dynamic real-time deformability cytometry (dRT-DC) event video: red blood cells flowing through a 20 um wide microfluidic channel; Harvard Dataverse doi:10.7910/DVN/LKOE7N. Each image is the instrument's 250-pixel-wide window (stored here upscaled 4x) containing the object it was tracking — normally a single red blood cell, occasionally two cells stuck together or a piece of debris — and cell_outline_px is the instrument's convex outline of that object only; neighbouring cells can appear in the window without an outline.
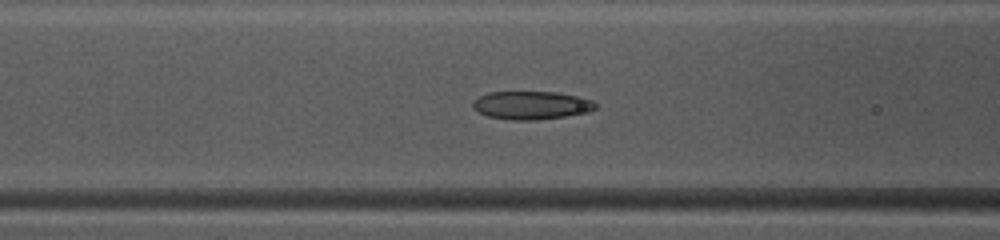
{"species": "common noctule bat (a hibernating species)", "species_latin": "Nyctalus noctula", "temperature_condition": "warm", "stored_images_in_passage": 38, "camera_frame_rate_fps": 3000, "um_per_image_px": 0.085, "animal": {"sex": "female", "body_mass_g": 10.0, "forearm_length_mm": 53.1}, "frame": {"image": 1, "passage_image": 10, "time_ms": 3.0, "image_size_px": [1000, 240], "cell_outline_px": [[596, 108], [588, 112], [564, 116], [536, 120], [512, 120], [488, 116], [472, 108], [472, 100], [488, 92], [556, 92], [580, 96], [592, 100], [596, 104]], "centroid_in_image_um": [45.16, 8.94], "position_along_channel_um": 121.4, "area_um2": 20.17}}
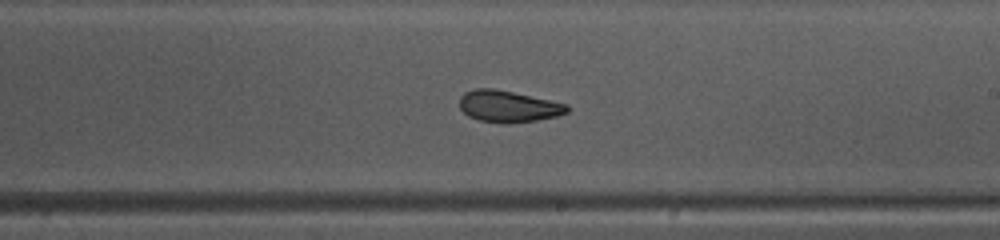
{"frame": {"image": 2, "passage_image": 19, "time_ms": 6.0, "image_size_px": [1000, 240], "cell_outline_px": [[568, 112], [556, 116], [536, 120], [508, 124], [504, 124], [480, 120], [468, 116], [460, 108], [460, 96], [464, 92], [476, 88], [492, 88], [512, 92], [568, 104]], "centroid_in_image_um": [43.18, 9.04], "position_along_channel_um": 245.8, "area_um2": 19.71}}
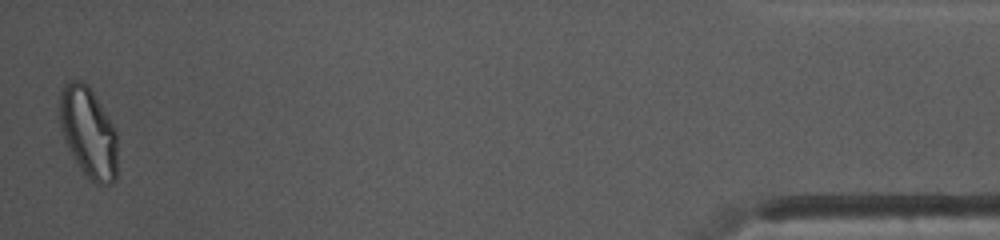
{"frame": {"image": 3, "passage_image": 38, "time_ms": 12.333, "image_size_px": [1000, 240], "cell_outline_px": [[116, 180], [112, 184], [96, 184], [80, 168], [72, 156], [64, 140], [60, 128], [60, 88], [64, 84], [72, 80], [84, 80], [116, 128]], "centroid_in_image_um": [7.5, 11.24], "position_along_channel_um": 427.7, "area_um2": 30.46}, "authors_computed_cell_mechanics": {"area_um2": 20.4323, "velocity_mm_per_s": 4.1444, "shape_relaxation_time_tau1_ms": 5.7643, "shape_relaxation_time_tau2_ms": 2.2309, "deformation_change_tau1": 0.1989, "deformation_change_tau2": 0.0464}}